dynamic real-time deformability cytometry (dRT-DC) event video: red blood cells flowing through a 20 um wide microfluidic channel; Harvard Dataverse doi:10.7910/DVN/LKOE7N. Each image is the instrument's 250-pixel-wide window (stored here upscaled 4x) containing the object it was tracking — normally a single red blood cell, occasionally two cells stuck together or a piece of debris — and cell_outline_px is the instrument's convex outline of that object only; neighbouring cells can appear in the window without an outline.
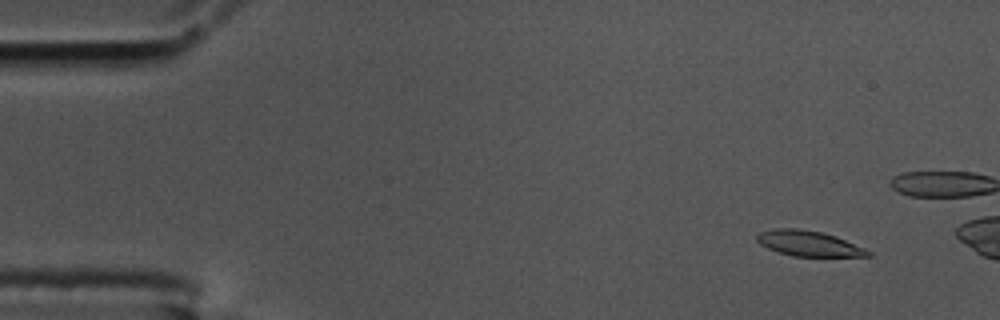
{"species": "common noctule bat (a hibernating species)", "species_latin": "Nyctalus noctula", "temperature_condition": "cold", "stored_images_in_passage": 59, "camera_frame_rate_fps": 3000, "um_per_image_px": 0.085, "animal": {"sex": "male", "body_mass_g": 17.5, "forearm_length_mm": 52.3}, "frame": {"image": 1, "passage_image": 5, "time_ms": 1.333, "image_size_px": [1000, 320], "cell_outline_px": [[872, 256], [792, 256], [768, 248], [760, 244], [756, 240], [756, 236], [760, 232], [776, 228], [800, 228], [820, 232], [836, 236], [864, 248], [872, 252]], "centroid_in_image_um": [68.73, 20.69], "position_along_channel_um": 16.3, "area_um2": 16.3}}
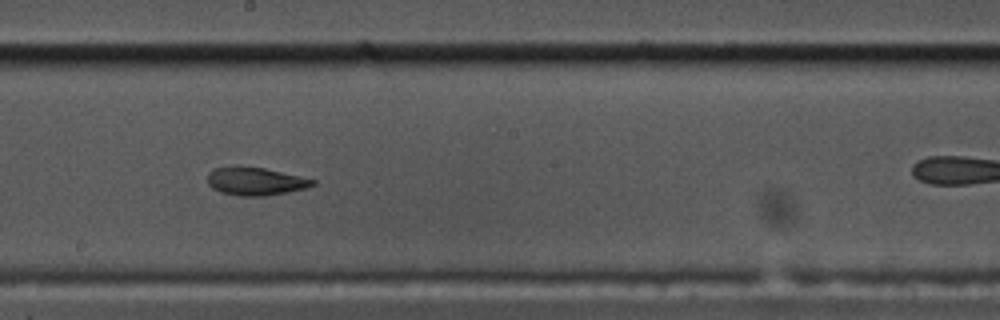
{"frame": {"image": 2, "passage_image": 32, "time_ms": 10.333, "image_size_px": [1000, 320], "cell_outline_px": [[316, 184], [308, 188], [288, 192], [264, 196], [240, 196], [220, 192], [212, 188], [208, 184], [208, 172], [212, 168], [264, 168], [316, 180]], "centroid_in_image_um": [21.74, 15.44], "position_along_channel_um": 226.5, "area_um2": 16.82}}
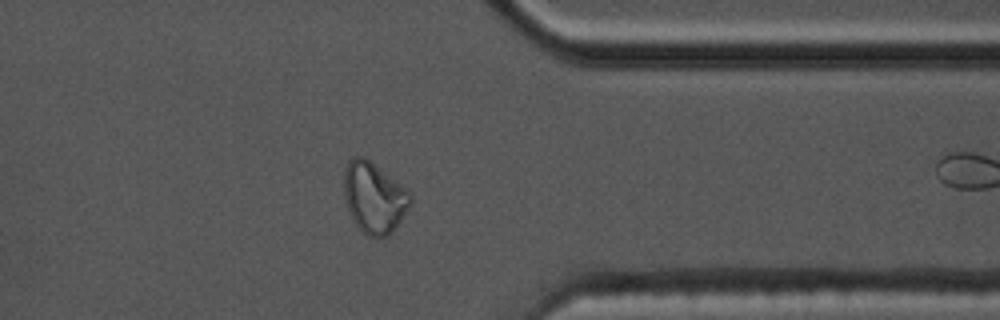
{"frame": {"image": 3, "passage_image": 46, "time_ms": 15.0, "image_size_px": [1000, 320], "cell_outline_px": [[412, 204], [392, 232], [388, 236], [368, 236], [356, 224], [348, 208], [344, 196], [344, 168], [348, 160], [352, 156], [364, 156], [404, 188], [412, 196]], "centroid_in_image_um": [31.78, 16.78], "position_along_channel_um": 379.6, "area_um2": 26.99}, "authors_computed_cell_mechanics": {"area_um2": 17.4556, "velocity_mm_per_s": 3.4583, "shape_relaxation_time_tau1_ms": null, "shape_relaxation_time_tau2_ms": 3.9102, "deformation_change_tau1": null, "deformation_change_tau2": 0.1005}}